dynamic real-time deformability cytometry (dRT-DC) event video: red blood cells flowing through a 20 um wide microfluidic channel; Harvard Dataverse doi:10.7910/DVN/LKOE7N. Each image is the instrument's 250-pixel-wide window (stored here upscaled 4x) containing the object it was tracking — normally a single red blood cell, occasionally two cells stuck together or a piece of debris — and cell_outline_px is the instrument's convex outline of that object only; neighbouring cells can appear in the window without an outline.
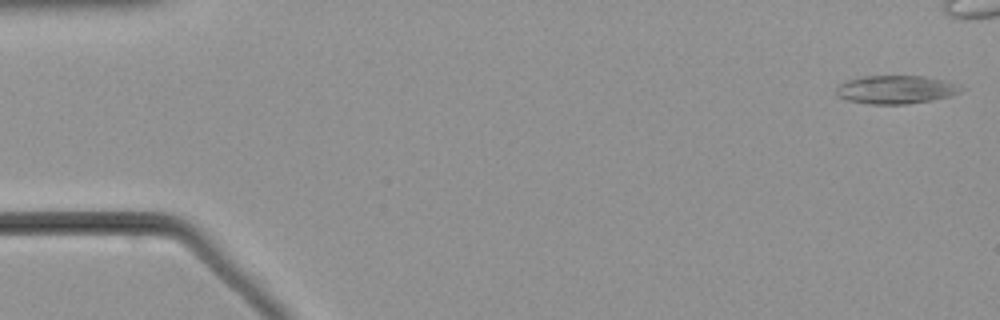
{"species": "common noctule bat (a hibernating species)", "species_latin": "Nyctalus noctula", "temperature_condition": "warm", "stored_images_in_passage": 12, "camera_frame_rate_fps": 3000, "um_per_image_px": 0.085, "animal": {"sex": "male", "body_mass_g": 21.5, "forearm_length_mm": 52.0}, "frame": {"image": 1, "passage_image": 1, "time_ms": 0.0, "image_size_px": [1000, 320], "cell_outline_px": [[968, 88], [952, 96], [932, 100], [904, 104], [868, 104], [848, 100], [836, 96], [836, 88], [840, 84], [848, 80], [864, 76], [924, 76], [944, 80], [960, 84]], "centroid_in_image_um": [76.21, 7.61], "position_along_channel_um": 8.8, "area_um2": 20.81}}